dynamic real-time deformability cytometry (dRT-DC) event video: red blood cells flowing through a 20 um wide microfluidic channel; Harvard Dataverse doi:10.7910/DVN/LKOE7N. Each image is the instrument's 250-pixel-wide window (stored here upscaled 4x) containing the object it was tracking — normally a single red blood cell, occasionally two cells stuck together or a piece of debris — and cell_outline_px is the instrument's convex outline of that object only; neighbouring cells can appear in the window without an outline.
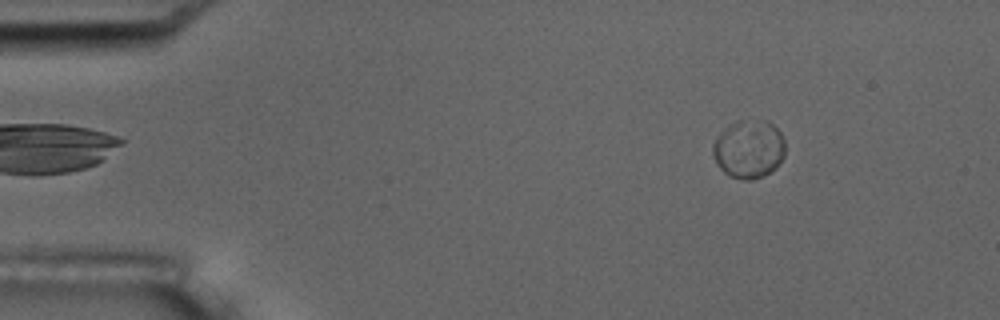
{"species": "common noctule bat (a hibernating species)", "species_latin": "Nyctalus noctula", "temperature_condition": "room temperature", "stored_images_in_passage": 10, "camera_frame_rate_fps": 3000, "um_per_image_px": 0.085, "animal": {"sex": "male", "body_mass_g": 17.5, "forearm_length_mm": 52.3}, "frame": {"image": 1, "passage_image": 1, "time_ms": 0.0, "image_size_px": [1000, 320], "cell_outline_px": [[784, 156], [776, 168], [764, 176], [752, 180], [740, 180], [728, 176], [720, 168], [712, 156], [712, 144], [716, 136], [736, 120], [768, 120], [784, 136]], "centroid_in_image_um": [63.64, 12.68], "position_along_channel_um": 21.4, "area_um2": 24.97}}
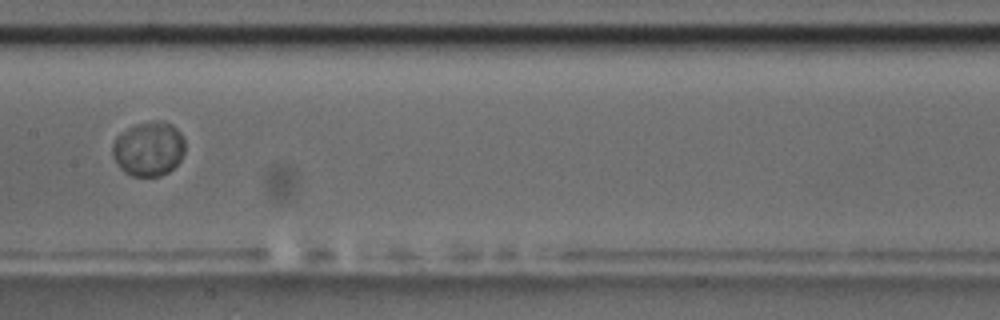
{"frame": {"image": 2, "passage_image": 7, "time_ms": 7.0, "image_size_px": [1000, 320], "cell_outline_px": [[184, 152], [180, 160], [168, 172], [160, 176], [132, 176], [124, 172], [120, 168], [112, 156], [112, 144], [116, 136], [128, 128], [136, 124], [152, 120], [156, 120], [172, 124], [180, 132], [184, 140]], "centroid_in_image_um": [12.61, 12.64], "position_along_channel_um": 194.8, "area_um2": 23.12}}